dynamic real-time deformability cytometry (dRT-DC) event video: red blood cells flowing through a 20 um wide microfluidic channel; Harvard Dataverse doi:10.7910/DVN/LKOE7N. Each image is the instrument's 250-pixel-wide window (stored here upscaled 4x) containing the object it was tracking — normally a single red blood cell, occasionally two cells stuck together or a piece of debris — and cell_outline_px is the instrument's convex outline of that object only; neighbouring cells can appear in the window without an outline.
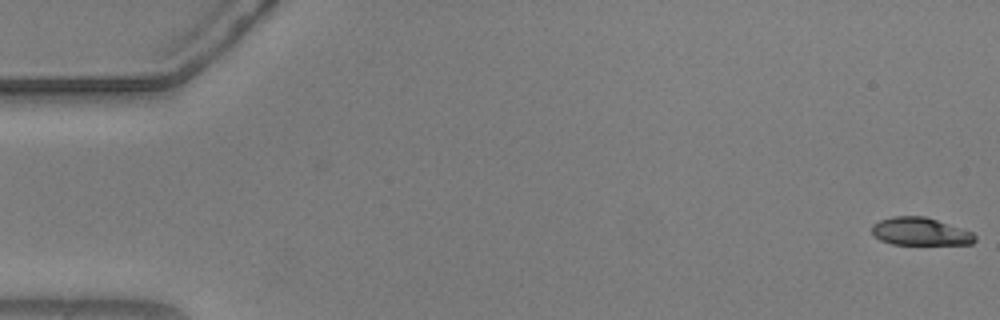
{"species": "common noctule bat (a hibernating species)", "species_latin": "Nyctalus noctula", "temperature_condition": "warm", "stored_images_in_passage": 8, "camera_frame_rate_fps": 3000, "um_per_image_px": 0.085, "animal": {"sex": "male", "body_mass_g": 20.5, "forearm_length_mm": 52.5}, "frame": {"image": 1, "passage_image": 1, "time_ms": 0.0, "image_size_px": [1000, 320], "cell_outline_px": [[976, 240], [972, 244], [892, 244], [880, 240], [872, 232], [872, 224], [880, 220], [892, 216], [924, 216], [972, 232], [976, 236]], "centroid_in_image_um": [78.21, 19.68], "position_along_channel_um": 6.8, "area_um2": 16.53}}